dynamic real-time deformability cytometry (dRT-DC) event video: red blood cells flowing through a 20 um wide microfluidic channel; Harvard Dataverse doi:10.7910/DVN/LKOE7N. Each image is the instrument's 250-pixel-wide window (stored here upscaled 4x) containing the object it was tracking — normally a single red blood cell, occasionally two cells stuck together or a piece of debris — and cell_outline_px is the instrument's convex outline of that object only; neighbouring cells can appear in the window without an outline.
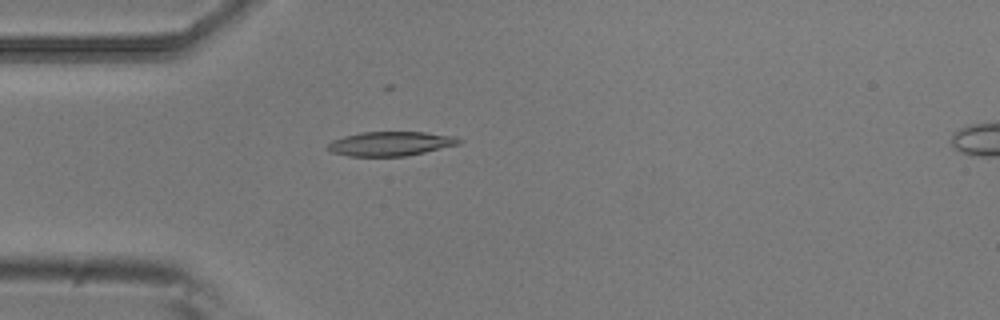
{"species": "common noctule bat (a hibernating species)", "species_latin": "Nyctalus noctula", "temperature_condition": "room temperature", "stored_images_in_passage": 2, "camera_frame_rate_fps": 3000, "um_per_image_px": 0.085, "animal": {"sex": "male", "body_mass_g": 20.5, "forearm_length_mm": 52.5}, "frame": {"image": 1, "passage_image": 1, "time_ms": 0.0, "image_size_px": [1000, 320], "cell_outline_px": [[464, 140], [460, 144], [424, 152], [404, 156], [348, 156], [332, 152], [328, 148], [328, 144], [332, 140], [344, 136], [360, 132], [424, 132], [456, 136]], "centroid_in_image_um": [33.23, 12.2], "position_along_channel_um": 51.8, "area_um2": 18.55}}